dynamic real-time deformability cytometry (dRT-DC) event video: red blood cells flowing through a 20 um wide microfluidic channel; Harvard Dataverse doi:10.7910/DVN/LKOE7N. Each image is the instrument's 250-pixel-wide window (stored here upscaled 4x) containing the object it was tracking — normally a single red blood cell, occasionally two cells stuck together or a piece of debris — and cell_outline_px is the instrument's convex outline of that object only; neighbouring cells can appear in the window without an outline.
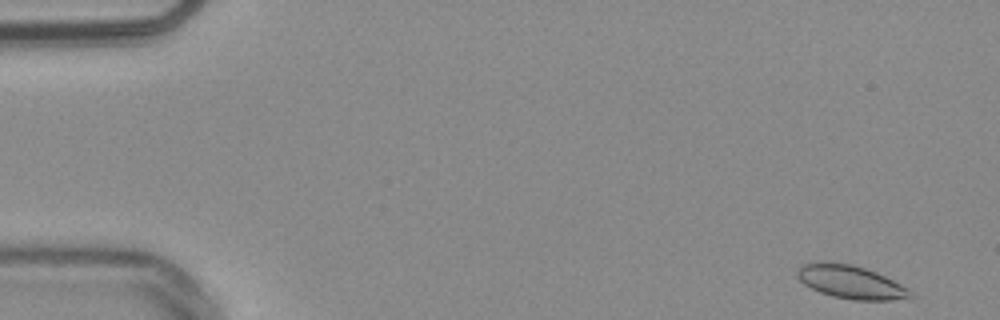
{"species": "common noctule bat (a hibernating species)", "species_latin": "Nyctalus noctula", "temperature_condition": "warm", "stored_images_in_passage": 30, "camera_frame_rate_fps": 3000, "um_per_image_px": 0.085, "animal": {"sex": "male", "body_mass_g": 20.4}, "frame": {"image": 1, "passage_image": 1, "time_ms": 0.0, "image_size_px": [1000, 320], "cell_outline_px": [[916, 296], [912, 300], [856, 300], [832, 296], [820, 292], [804, 284], [796, 276], [796, 272], [800, 264], [820, 260], [832, 260], [852, 264], [876, 272], [908, 288]], "centroid_in_image_um": [72.32, 23.95], "position_along_channel_um": 12.7, "area_um2": 22.54}}
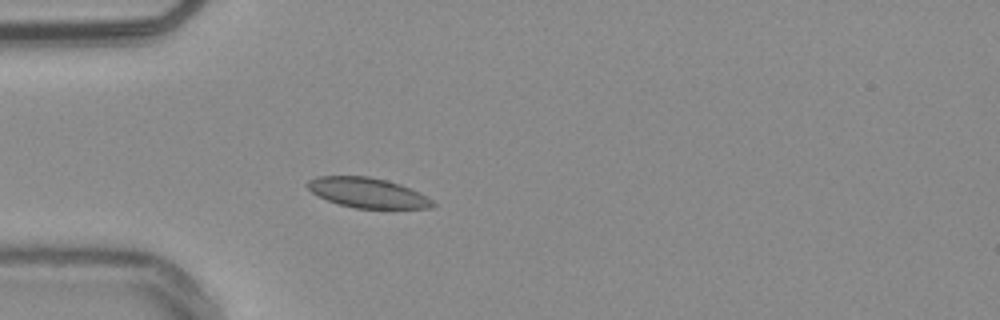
{"frame": {"image": 2, "passage_image": 14, "time_ms": 4.333, "image_size_px": [1000, 320], "cell_outline_px": [[436, 204], [432, 208], [356, 208], [340, 204], [328, 200], [312, 192], [304, 184], [308, 180], [320, 176], [368, 176], [388, 180], [400, 184], [420, 192], [432, 200]], "centroid_in_image_um": [31.26, 16.37], "position_along_channel_um": 53.7, "area_um2": 21.79}}
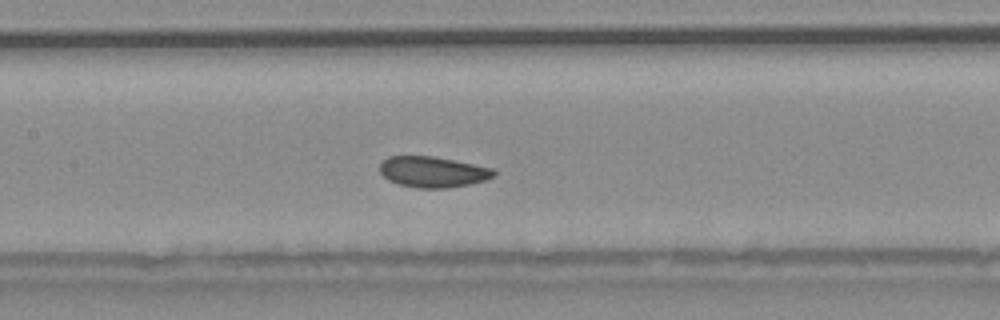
{"frame": {"image": 3, "passage_image": 24, "time_ms": 7.667, "image_size_px": [1000, 320], "cell_outline_px": [[496, 176], [484, 180], [468, 184], [448, 188], [416, 188], [400, 184], [388, 180], [380, 172], [380, 164], [388, 156], [432, 156], [492, 168], [496, 172]], "centroid_in_image_um": [36.77, 14.61], "position_along_channel_um": 170.6, "area_um2": 20.29}}